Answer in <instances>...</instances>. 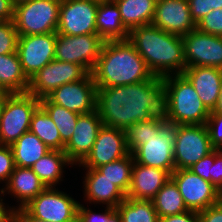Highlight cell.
Masks as SVG:
<instances>
[{
    "label": "cell",
    "instance_id": "obj_37",
    "mask_svg": "<svg viewBox=\"0 0 222 222\" xmlns=\"http://www.w3.org/2000/svg\"><path fill=\"white\" fill-rule=\"evenodd\" d=\"M188 3L195 24L212 10L222 8V0H188Z\"/></svg>",
    "mask_w": 222,
    "mask_h": 222
},
{
    "label": "cell",
    "instance_id": "obj_28",
    "mask_svg": "<svg viewBox=\"0 0 222 222\" xmlns=\"http://www.w3.org/2000/svg\"><path fill=\"white\" fill-rule=\"evenodd\" d=\"M74 165L64 151L51 150L36 161L31 169L46 187H55L63 181V167Z\"/></svg>",
    "mask_w": 222,
    "mask_h": 222
},
{
    "label": "cell",
    "instance_id": "obj_24",
    "mask_svg": "<svg viewBox=\"0 0 222 222\" xmlns=\"http://www.w3.org/2000/svg\"><path fill=\"white\" fill-rule=\"evenodd\" d=\"M97 34L105 41L127 40L129 31L122 23L121 14L113 0H100L96 14Z\"/></svg>",
    "mask_w": 222,
    "mask_h": 222
},
{
    "label": "cell",
    "instance_id": "obj_2",
    "mask_svg": "<svg viewBox=\"0 0 222 222\" xmlns=\"http://www.w3.org/2000/svg\"><path fill=\"white\" fill-rule=\"evenodd\" d=\"M128 40L154 76L163 78L184 72L186 63L182 36L149 24L132 29Z\"/></svg>",
    "mask_w": 222,
    "mask_h": 222
},
{
    "label": "cell",
    "instance_id": "obj_15",
    "mask_svg": "<svg viewBox=\"0 0 222 222\" xmlns=\"http://www.w3.org/2000/svg\"><path fill=\"white\" fill-rule=\"evenodd\" d=\"M186 67L209 66L222 69V37L198 29L182 36Z\"/></svg>",
    "mask_w": 222,
    "mask_h": 222
},
{
    "label": "cell",
    "instance_id": "obj_7",
    "mask_svg": "<svg viewBox=\"0 0 222 222\" xmlns=\"http://www.w3.org/2000/svg\"><path fill=\"white\" fill-rule=\"evenodd\" d=\"M214 149L206 124L176 125L175 170L189 169Z\"/></svg>",
    "mask_w": 222,
    "mask_h": 222
},
{
    "label": "cell",
    "instance_id": "obj_23",
    "mask_svg": "<svg viewBox=\"0 0 222 222\" xmlns=\"http://www.w3.org/2000/svg\"><path fill=\"white\" fill-rule=\"evenodd\" d=\"M87 170L84 177V197L89 203H102L106 206L116 208L126 195L109 179L97 169L85 168Z\"/></svg>",
    "mask_w": 222,
    "mask_h": 222
},
{
    "label": "cell",
    "instance_id": "obj_27",
    "mask_svg": "<svg viewBox=\"0 0 222 222\" xmlns=\"http://www.w3.org/2000/svg\"><path fill=\"white\" fill-rule=\"evenodd\" d=\"M10 147L15 166L22 168H31L36 161L51 151L44 142L30 131L24 133Z\"/></svg>",
    "mask_w": 222,
    "mask_h": 222
},
{
    "label": "cell",
    "instance_id": "obj_3",
    "mask_svg": "<svg viewBox=\"0 0 222 222\" xmlns=\"http://www.w3.org/2000/svg\"><path fill=\"white\" fill-rule=\"evenodd\" d=\"M92 75L96 87L129 85L154 76L128 39L104 42Z\"/></svg>",
    "mask_w": 222,
    "mask_h": 222
},
{
    "label": "cell",
    "instance_id": "obj_34",
    "mask_svg": "<svg viewBox=\"0 0 222 222\" xmlns=\"http://www.w3.org/2000/svg\"><path fill=\"white\" fill-rule=\"evenodd\" d=\"M133 164V155L132 153H129L127 156L117 161L101 165L96 169L102 173L105 178L113 182L126 195L131 185Z\"/></svg>",
    "mask_w": 222,
    "mask_h": 222
},
{
    "label": "cell",
    "instance_id": "obj_19",
    "mask_svg": "<svg viewBox=\"0 0 222 222\" xmlns=\"http://www.w3.org/2000/svg\"><path fill=\"white\" fill-rule=\"evenodd\" d=\"M102 126L97 109L79 115L72 137L63 150L73 164H80L90 153Z\"/></svg>",
    "mask_w": 222,
    "mask_h": 222
},
{
    "label": "cell",
    "instance_id": "obj_51",
    "mask_svg": "<svg viewBox=\"0 0 222 222\" xmlns=\"http://www.w3.org/2000/svg\"><path fill=\"white\" fill-rule=\"evenodd\" d=\"M11 1H12L13 6L15 7V6L19 5V4H22V3H25V2H29L31 0H11Z\"/></svg>",
    "mask_w": 222,
    "mask_h": 222
},
{
    "label": "cell",
    "instance_id": "obj_52",
    "mask_svg": "<svg viewBox=\"0 0 222 222\" xmlns=\"http://www.w3.org/2000/svg\"><path fill=\"white\" fill-rule=\"evenodd\" d=\"M220 201L222 202V190L220 191Z\"/></svg>",
    "mask_w": 222,
    "mask_h": 222
},
{
    "label": "cell",
    "instance_id": "obj_38",
    "mask_svg": "<svg viewBox=\"0 0 222 222\" xmlns=\"http://www.w3.org/2000/svg\"><path fill=\"white\" fill-rule=\"evenodd\" d=\"M206 126L215 149H222V113H210Z\"/></svg>",
    "mask_w": 222,
    "mask_h": 222
},
{
    "label": "cell",
    "instance_id": "obj_41",
    "mask_svg": "<svg viewBox=\"0 0 222 222\" xmlns=\"http://www.w3.org/2000/svg\"><path fill=\"white\" fill-rule=\"evenodd\" d=\"M211 183L222 190V149H214V163L211 170Z\"/></svg>",
    "mask_w": 222,
    "mask_h": 222
},
{
    "label": "cell",
    "instance_id": "obj_26",
    "mask_svg": "<svg viewBox=\"0 0 222 222\" xmlns=\"http://www.w3.org/2000/svg\"><path fill=\"white\" fill-rule=\"evenodd\" d=\"M120 11L122 23L130 32L139 26L152 23L155 13V0H113Z\"/></svg>",
    "mask_w": 222,
    "mask_h": 222
},
{
    "label": "cell",
    "instance_id": "obj_35",
    "mask_svg": "<svg viewBox=\"0 0 222 222\" xmlns=\"http://www.w3.org/2000/svg\"><path fill=\"white\" fill-rule=\"evenodd\" d=\"M18 38L13 20L2 22L0 24V55L16 52Z\"/></svg>",
    "mask_w": 222,
    "mask_h": 222
},
{
    "label": "cell",
    "instance_id": "obj_40",
    "mask_svg": "<svg viewBox=\"0 0 222 222\" xmlns=\"http://www.w3.org/2000/svg\"><path fill=\"white\" fill-rule=\"evenodd\" d=\"M214 163V150L200 159L197 163L189 169L204 180L211 182V170Z\"/></svg>",
    "mask_w": 222,
    "mask_h": 222
},
{
    "label": "cell",
    "instance_id": "obj_14",
    "mask_svg": "<svg viewBox=\"0 0 222 222\" xmlns=\"http://www.w3.org/2000/svg\"><path fill=\"white\" fill-rule=\"evenodd\" d=\"M55 44L56 32L19 36L17 53L28 79L55 59Z\"/></svg>",
    "mask_w": 222,
    "mask_h": 222
},
{
    "label": "cell",
    "instance_id": "obj_12",
    "mask_svg": "<svg viewBox=\"0 0 222 222\" xmlns=\"http://www.w3.org/2000/svg\"><path fill=\"white\" fill-rule=\"evenodd\" d=\"M98 3L99 0H61L56 33L63 35L97 34Z\"/></svg>",
    "mask_w": 222,
    "mask_h": 222
},
{
    "label": "cell",
    "instance_id": "obj_33",
    "mask_svg": "<svg viewBox=\"0 0 222 222\" xmlns=\"http://www.w3.org/2000/svg\"><path fill=\"white\" fill-rule=\"evenodd\" d=\"M167 123L164 116H154L147 121L130 125L126 130V143L130 153L145 144V140L159 135L161 128Z\"/></svg>",
    "mask_w": 222,
    "mask_h": 222
},
{
    "label": "cell",
    "instance_id": "obj_45",
    "mask_svg": "<svg viewBox=\"0 0 222 222\" xmlns=\"http://www.w3.org/2000/svg\"><path fill=\"white\" fill-rule=\"evenodd\" d=\"M0 17L4 21L13 20L14 6L11 0H0Z\"/></svg>",
    "mask_w": 222,
    "mask_h": 222
},
{
    "label": "cell",
    "instance_id": "obj_53",
    "mask_svg": "<svg viewBox=\"0 0 222 222\" xmlns=\"http://www.w3.org/2000/svg\"><path fill=\"white\" fill-rule=\"evenodd\" d=\"M2 22H4V20L0 17V24H1Z\"/></svg>",
    "mask_w": 222,
    "mask_h": 222
},
{
    "label": "cell",
    "instance_id": "obj_48",
    "mask_svg": "<svg viewBox=\"0 0 222 222\" xmlns=\"http://www.w3.org/2000/svg\"><path fill=\"white\" fill-rule=\"evenodd\" d=\"M104 222H122L121 216L114 207L106 206Z\"/></svg>",
    "mask_w": 222,
    "mask_h": 222
},
{
    "label": "cell",
    "instance_id": "obj_1",
    "mask_svg": "<svg viewBox=\"0 0 222 222\" xmlns=\"http://www.w3.org/2000/svg\"><path fill=\"white\" fill-rule=\"evenodd\" d=\"M162 78L129 85L97 87L96 109L104 126L126 130L130 125L164 116Z\"/></svg>",
    "mask_w": 222,
    "mask_h": 222
},
{
    "label": "cell",
    "instance_id": "obj_49",
    "mask_svg": "<svg viewBox=\"0 0 222 222\" xmlns=\"http://www.w3.org/2000/svg\"><path fill=\"white\" fill-rule=\"evenodd\" d=\"M210 113H222V83H221L219 98L217 100L214 109Z\"/></svg>",
    "mask_w": 222,
    "mask_h": 222
},
{
    "label": "cell",
    "instance_id": "obj_4",
    "mask_svg": "<svg viewBox=\"0 0 222 222\" xmlns=\"http://www.w3.org/2000/svg\"><path fill=\"white\" fill-rule=\"evenodd\" d=\"M165 85L164 117L175 125L206 124L210 111L183 74L162 78Z\"/></svg>",
    "mask_w": 222,
    "mask_h": 222
},
{
    "label": "cell",
    "instance_id": "obj_9",
    "mask_svg": "<svg viewBox=\"0 0 222 222\" xmlns=\"http://www.w3.org/2000/svg\"><path fill=\"white\" fill-rule=\"evenodd\" d=\"M79 202L70 195L47 187L23 208L33 217L47 222H76Z\"/></svg>",
    "mask_w": 222,
    "mask_h": 222
},
{
    "label": "cell",
    "instance_id": "obj_50",
    "mask_svg": "<svg viewBox=\"0 0 222 222\" xmlns=\"http://www.w3.org/2000/svg\"><path fill=\"white\" fill-rule=\"evenodd\" d=\"M10 94L11 93L0 90V117H1V113L5 104V101Z\"/></svg>",
    "mask_w": 222,
    "mask_h": 222
},
{
    "label": "cell",
    "instance_id": "obj_10",
    "mask_svg": "<svg viewBox=\"0 0 222 222\" xmlns=\"http://www.w3.org/2000/svg\"><path fill=\"white\" fill-rule=\"evenodd\" d=\"M176 125L167 122L160 130L159 135H154L145 140L133 153L134 162L148 167L166 170L170 175L175 170L174 143Z\"/></svg>",
    "mask_w": 222,
    "mask_h": 222
},
{
    "label": "cell",
    "instance_id": "obj_29",
    "mask_svg": "<svg viewBox=\"0 0 222 222\" xmlns=\"http://www.w3.org/2000/svg\"><path fill=\"white\" fill-rule=\"evenodd\" d=\"M151 201L159 218L189 211L183 201L177 184L171 177Z\"/></svg>",
    "mask_w": 222,
    "mask_h": 222
},
{
    "label": "cell",
    "instance_id": "obj_46",
    "mask_svg": "<svg viewBox=\"0 0 222 222\" xmlns=\"http://www.w3.org/2000/svg\"><path fill=\"white\" fill-rule=\"evenodd\" d=\"M15 206L6 207L3 198L0 197V222H15Z\"/></svg>",
    "mask_w": 222,
    "mask_h": 222
},
{
    "label": "cell",
    "instance_id": "obj_22",
    "mask_svg": "<svg viewBox=\"0 0 222 222\" xmlns=\"http://www.w3.org/2000/svg\"><path fill=\"white\" fill-rule=\"evenodd\" d=\"M5 188L0 190V195L11 193L10 195L16 198L20 203L16 209L23 208L39 193L43 192L47 187L40 178L33 172L31 168H22L15 166L14 171Z\"/></svg>",
    "mask_w": 222,
    "mask_h": 222
},
{
    "label": "cell",
    "instance_id": "obj_47",
    "mask_svg": "<svg viewBox=\"0 0 222 222\" xmlns=\"http://www.w3.org/2000/svg\"><path fill=\"white\" fill-rule=\"evenodd\" d=\"M15 222H47L31 216L24 208L15 210Z\"/></svg>",
    "mask_w": 222,
    "mask_h": 222
},
{
    "label": "cell",
    "instance_id": "obj_25",
    "mask_svg": "<svg viewBox=\"0 0 222 222\" xmlns=\"http://www.w3.org/2000/svg\"><path fill=\"white\" fill-rule=\"evenodd\" d=\"M29 79L23 73L17 51L0 55V90L8 93H26Z\"/></svg>",
    "mask_w": 222,
    "mask_h": 222
},
{
    "label": "cell",
    "instance_id": "obj_18",
    "mask_svg": "<svg viewBox=\"0 0 222 222\" xmlns=\"http://www.w3.org/2000/svg\"><path fill=\"white\" fill-rule=\"evenodd\" d=\"M152 25L161 30L184 36L196 29L191 18L188 0H159L156 1Z\"/></svg>",
    "mask_w": 222,
    "mask_h": 222
},
{
    "label": "cell",
    "instance_id": "obj_16",
    "mask_svg": "<svg viewBox=\"0 0 222 222\" xmlns=\"http://www.w3.org/2000/svg\"><path fill=\"white\" fill-rule=\"evenodd\" d=\"M47 98L59 106L78 114L96 110L97 87L92 73L83 79L56 88Z\"/></svg>",
    "mask_w": 222,
    "mask_h": 222
},
{
    "label": "cell",
    "instance_id": "obj_8",
    "mask_svg": "<svg viewBox=\"0 0 222 222\" xmlns=\"http://www.w3.org/2000/svg\"><path fill=\"white\" fill-rule=\"evenodd\" d=\"M104 40L98 34L63 35L56 33L55 59L81 65L92 73Z\"/></svg>",
    "mask_w": 222,
    "mask_h": 222
},
{
    "label": "cell",
    "instance_id": "obj_6",
    "mask_svg": "<svg viewBox=\"0 0 222 222\" xmlns=\"http://www.w3.org/2000/svg\"><path fill=\"white\" fill-rule=\"evenodd\" d=\"M40 105V99L32 94H10L0 117V145H11L30 129L33 112Z\"/></svg>",
    "mask_w": 222,
    "mask_h": 222
},
{
    "label": "cell",
    "instance_id": "obj_21",
    "mask_svg": "<svg viewBox=\"0 0 222 222\" xmlns=\"http://www.w3.org/2000/svg\"><path fill=\"white\" fill-rule=\"evenodd\" d=\"M170 177L166 170L134 162L126 198L152 200Z\"/></svg>",
    "mask_w": 222,
    "mask_h": 222
},
{
    "label": "cell",
    "instance_id": "obj_39",
    "mask_svg": "<svg viewBox=\"0 0 222 222\" xmlns=\"http://www.w3.org/2000/svg\"><path fill=\"white\" fill-rule=\"evenodd\" d=\"M14 157L9 145H0V182L6 184L14 171Z\"/></svg>",
    "mask_w": 222,
    "mask_h": 222
},
{
    "label": "cell",
    "instance_id": "obj_20",
    "mask_svg": "<svg viewBox=\"0 0 222 222\" xmlns=\"http://www.w3.org/2000/svg\"><path fill=\"white\" fill-rule=\"evenodd\" d=\"M182 74L190 81L203 104L211 112L219 98L222 69L209 66L186 67Z\"/></svg>",
    "mask_w": 222,
    "mask_h": 222
},
{
    "label": "cell",
    "instance_id": "obj_13",
    "mask_svg": "<svg viewBox=\"0 0 222 222\" xmlns=\"http://www.w3.org/2000/svg\"><path fill=\"white\" fill-rule=\"evenodd\" d=\"M171 178L177 184L188 210L200 212L220 201V191L190 169L174 170Z\"/></svg>",
    "mask_w": 222,
    "mask_h": 222
},
{
    "label": "cell",
    "instance_id": "obj_17",
    "mask_svg": "<svg viewBox=\"0 0 222 222\" xmlns=\"http://www.w3.org/2000/svg\"><path fill=\"white\" fill-rule=\"evenodd\" d=\"M125 130L102 126L94 145L79 167L96 169L97 167L117 161L129 154Z\"/></svg>",
    "mask_w": 222,
    "mask_h": 222
},
{
    "label": "cell",
    "instance_id": "obj_31",
    "mask_svg": "<svg viewBox=\"0 0 222 222\" xmlns=\"http://www.w3.org/2000/svg\"><path fill=\"white\" fill-rule=\"evenodd\" d=\"M116 210L122 222H158L159 217L151 200L125 198Z\"/></svg>",
    "mask_w": 222,
    "mask_h": 222
},
{
    "label": "cell",
    "instance_id": "obj_30",
    "mask_svg": "<svg viewBox=\"0 0 222 222\" xmlns=\"http://www.w3.org/2000/svg\"><path fill=\"white\" fill-rule=\"evenodd\" d=\"M29 131L35 134L51 150H64L65 144L61 141L57 126L40 105L32 114Z\"/></svg>",
    "mask_w": 222,
    "mask_h": 222
},
{
    "label": "cell",
    "instance_id": "obj_42",
    "mask_svg": "<svg viewBox=\"0 0 222 222\" xmlns=\"http://www.w3.org/2000/svg\"><path fill=\"white\" fill-rule=\"evenodd\" d=\"M199 222H222V202L219 201L198 212Z\"/></svg>",
    "mask_w": 222,
    "mask_h": 222
},
{
    "label": "cell",
    "instance_id": "obj_11",
    "mask_svg": "<svg viewBox=\"0 0 222 222\" xmlns=\"http://www.w3.org/2000/svg\"><path fill=\"white\" fill-rule=\"evenodd\" d=\"M87 74L79 64L53 59L29 79L27 92L37 99H42L61 85L79 81Z\"/></svg>",
    "mask_w": 222,
    "mask_h": 222
},
{
    "label": "cell",
    "instance_id": "obj_5",
    "mask_svg": "<svg viewBox=\"0 0 222 222\" xmlns=\"http://www.w3.org/2000/svg\"><path fill=\"white\" fill-rule=\"evenodd\" d=\"M61 0H31L14 7L19 36L49 34L58 28Z\"/></svg>",
    "mask_w": 222,
    "mask_h": 222
},
{
    "label": "cell",
    "instance_id": "obj_44",
    "mask_svg": "<svg viewBox=\"0 0 222 222\" xmlns=\"http://www.w3.org/2000/svg\"><path fill=\"white\" fill-rule=\"evenodd\" d=\"M158 222H199V216L198 212L189 210L182 214L159 218Z\"/></svg>",
    "mask_w": 222,
    "mask_h": 222
},
{
    "label": "cell",
    "instance_id": "obj_43",
    "mask_svg": "<svg viewBox=\"0 0 222 222\" xmlns=\"http://www.w3.org/2000/svg\"><path fill=\"white\" fill-rule=\"evenodd\" d=\"M77 222H104V213H93L91 209L79 203L77 209Z\"/></svg>",
    "mask_w": 222,
    "mask_h": 222
},
{
    "label": "cell",
    "instance_id": "obj_32",
    "mask_svg": "<svg viewBox=\"0 0 222 222\" xmlns=\"http://www.w3.org/2000/svg\"><path fill=\"white\" fill-rule=\"evenodd\" d=\"M40 106L57 126L61 141L66 145L71 139L80 114L52 103L47 97L40 99Z\"/></svg>",
    "mask_w": 222,
    "mask_h": 222
},
{
    "label": "cell",
    "instance_id": "obj_36",
    "mask_svg": "<svg viewBox=\"0 0 222 222\" xmlns=\"http://www.w3.org/2000/svg\"><path fill=\"white\" fill-rule=\"evenodd\" d=\"M196 29L203 33L222 37V8L214 9L196 24Z\"/></svg>",
    "mask_w": 222,
    "mask_h": 222
}]
</instances>
